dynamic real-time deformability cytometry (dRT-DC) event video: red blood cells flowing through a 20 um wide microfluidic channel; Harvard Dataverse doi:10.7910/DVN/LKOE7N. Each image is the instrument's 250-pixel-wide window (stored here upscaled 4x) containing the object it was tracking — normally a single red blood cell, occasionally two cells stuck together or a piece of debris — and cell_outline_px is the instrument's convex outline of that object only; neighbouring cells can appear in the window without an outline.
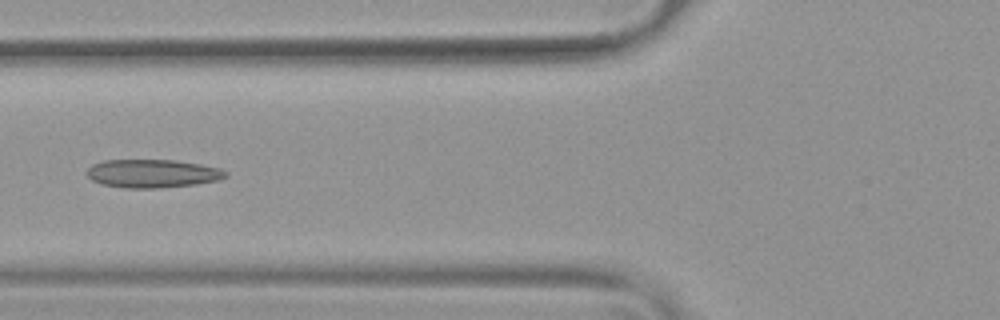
{"species": "common noctule bat (a hibernating species)", "species_latin": "Nyctalus noctula", "temperature_condition": "warm", "stored_images_in_passage": 53, "camera_frame_rate_fps": 3000, "um_per_image_px": 0.085, "animal": {"sex": "female", "body_mass_g": 19.9}, "frame": {"image": 1, "passage_image": 21, "time_ms": 6.667, "image_size_px": [1000, 320], "cell_outline_px": [[228, 176], [220, 180], [196, 184], [156, 188], [124, 188], [100, 184], [92, 180], [84, 172], [92, 164], [104, 160], [176, 160], [200, 164], [220, 168], [228, 172]], "centroid_in_image_um": [12.96, 14.75], "position_along_channel_um": 112.8, "area_um2": 23.12}}
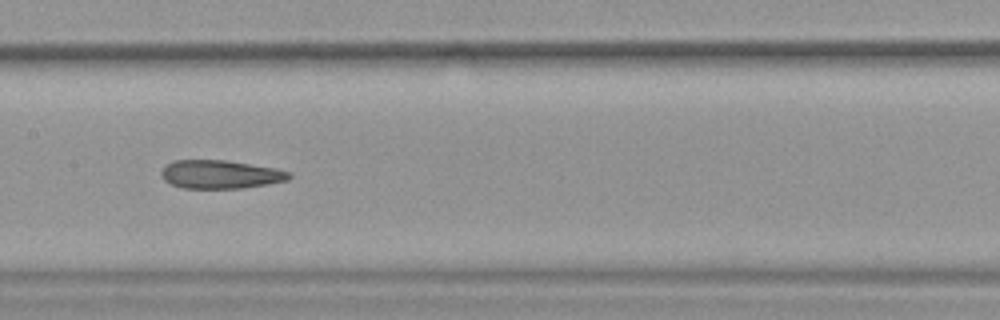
{"frame": {"image": 2, "passage_image": 27, "time_ms": 8.667, "image_size_px": [1000, 320], "cell_outline_px": [[292, 176], [288, 180], [268, 184], [244, 188], [184, 188], [172, 184], [164, 180], [160, 176], [160, 172], [164, 164], [172, 160], [228, 160], [276, 168], [292, 172]], "centroid_in_image_um": [18.73, 14.81], "position_along_channel_um": 188.7, "area_um2": 21.5}}
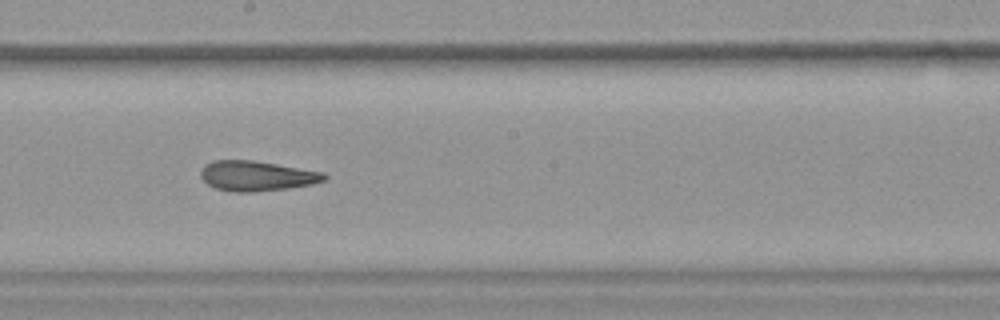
{"frame": {"image": 3, "passage_image": 30, "time_ms": 9.667, "image_size_px": [1000, 320], "cell_outline_px": [[328, 176], [324, 180], [312, 184], [288, 188], [256, 192], [232, 192], [216, 188], [208, 184], [200, 176], [200, 172], [204, 164], [212, 160], [252, 160], [324, 172]], "centroid_in_image_um": [21.8, 14.95], "position_along_channel_um": 226.4, "area_um2": 21.68}, "authors_computed_cell_mechanics": {"area_um2": 23.12, "velocity_mm_per_s": 3.7919, "shape_relaxation_time_tau1_ms": null, "shape_relaxation_time_tau2_ms": 3.5556, "deformation_change_tau1": null, "deformation_change_tau2": 0.1255}}